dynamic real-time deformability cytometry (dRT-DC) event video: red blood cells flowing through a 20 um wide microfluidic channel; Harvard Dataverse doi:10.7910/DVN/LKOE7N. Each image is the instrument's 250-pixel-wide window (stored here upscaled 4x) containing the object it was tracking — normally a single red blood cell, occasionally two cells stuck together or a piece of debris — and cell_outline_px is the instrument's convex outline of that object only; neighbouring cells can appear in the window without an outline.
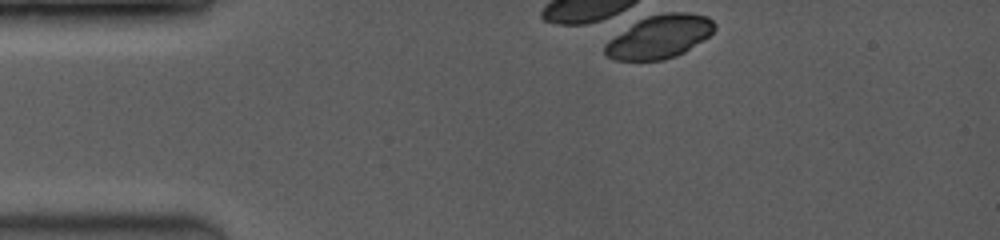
{"species": "common noctule bat (a hibernating species)", "species_latin": "Nyctalus noctula", "temperature_condition": "room temperature", "stored_images_in_passage": 1, "camera_frame_rate_fps": 3500, "um_per_image_px": 0.085, "animal": {"sex": "female", "body_mass_g": 19.0, "forearm_length_mm": 53.3}, "frame": {"image": 1, "passage_image": 1, "time_ms": 0.0, "image_size_px": [1000, 240], "cell_outline_px": [[716, 28], [708, 36], [684, 52], [676, 56], [664, 60], [612, 60], [604, 52], [604, 44], [608, 40], [632, 24], [648, 16], [664, 12], [684, 12], [708, 16], [716, 24]], "centroid_in_image_um": [56.06, 3.12], "position_along_channel_um": 28.9, "area_um2": 27.4}}